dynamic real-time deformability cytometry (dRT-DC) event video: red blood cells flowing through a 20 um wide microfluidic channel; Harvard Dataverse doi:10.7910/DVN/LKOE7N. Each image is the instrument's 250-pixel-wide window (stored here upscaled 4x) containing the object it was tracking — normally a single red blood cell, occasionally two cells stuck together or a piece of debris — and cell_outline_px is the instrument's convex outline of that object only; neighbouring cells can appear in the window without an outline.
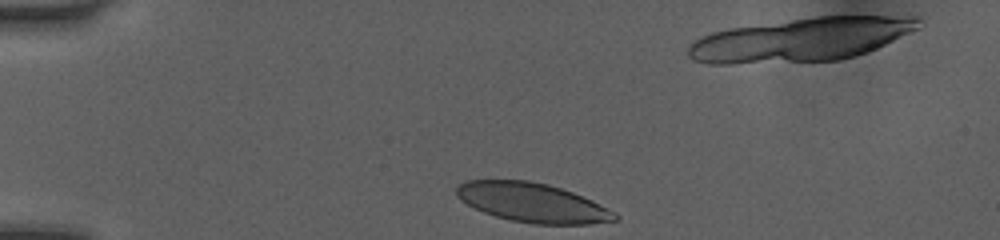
{"species": "human", "species_latin": "Homo sapiens", "temperature_condition": "room temperature", "stored_images_in_passage": 13, "camera_frame_rate_fps": 3000, "um_per_image_px": 0.085, "donor": {"sex": "female"}, "frame": {"image": 1, "passage_image": 1, "time_ms": 0.0, "image_size_px": [1000, 240], "cell_outline_px": [[620, 220], [588, 224], [532, 224], [512, 220], [496, 216], [484, 212], [460, 200], [456, 196], [456, 188], [460, 184], [468, 180], [528, 180], [548, 184], [572, 192], [592, 200], [616, 212], [620, 216]], "centroid_in_image_um": [45.29, 17.22], "position_along_channel_um": 39.7, "area_um2": 36.18}}
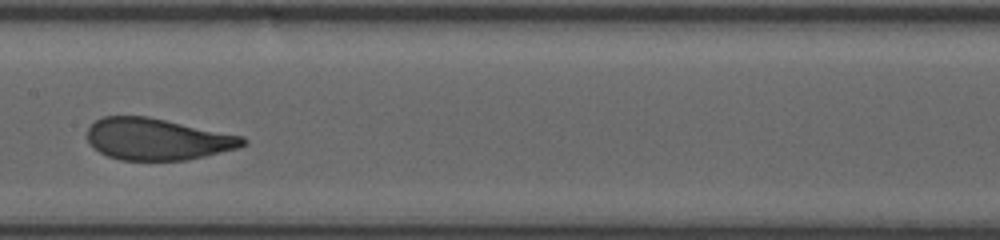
{"frame": {"image": 2, "passage_image": 6, "time_ms": 1.667, "image_size_px": [1000, 240], "cell_outline_px": [[248, 144], [236, 148], [188, 160], [120, 160], [108, 156], [100, 152], [88, 140], [88, 128], [96, 120], [104, 116], [148, 116], [244, 136], [248, 140]], "centroid_in_image_um": [13.41, 11.82], "position_along_channel_um": 194.0, "area_um2": 37.69}}
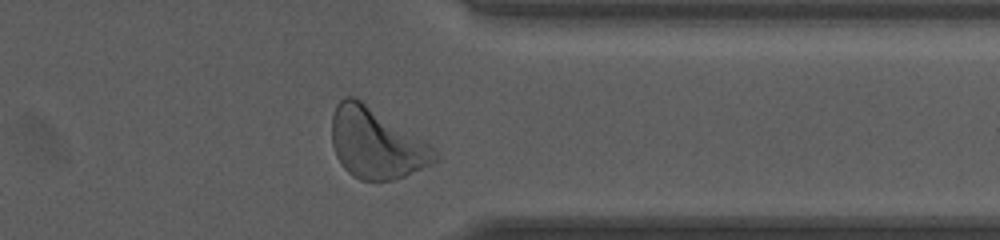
{"frame": {"image": 3, "passage_image": 12, "time_ms": 3.667, "image_size_px": [1000, 240], "cell_outline_px": [[436, 160], [404, 176], [392, 180], [360, 180], [352, 176], [344, 168], [336, 156], [332, 144], [332, 112], [336, 104], [344, 96], [356, 96], [428, 144], [436, 152]], "centroid_in_image_um": [31.89, 12.16], "position_along_channel_um": 379.5, "area_um2": 41.62}}